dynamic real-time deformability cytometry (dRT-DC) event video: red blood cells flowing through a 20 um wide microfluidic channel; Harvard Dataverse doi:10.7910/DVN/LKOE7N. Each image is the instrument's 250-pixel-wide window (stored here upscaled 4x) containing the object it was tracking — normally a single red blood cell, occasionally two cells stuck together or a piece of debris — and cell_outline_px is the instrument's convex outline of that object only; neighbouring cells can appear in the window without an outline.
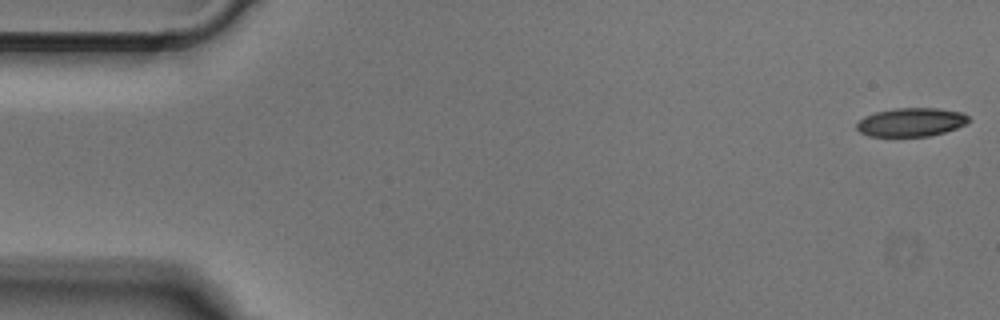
{"species": "Egyptian fruit bat (a non-hibernating species)", "species_latin": "Rousettus aegyptiacus", "temperature_condition": "cold", "stored_images_in_passage": 50, "camera_frame_rate_fps": 3000, "um_per_image_px": 0.085, "animal": {"sex": "male"}, "frame": {"image": 1, "passage_image": 1, "time_ms": 0.0, "image_size_px": [1000, 320], "cell_outline_px": [[972, 120], [956, 128], [944, 132], [928, 136], [868, 136], [860, 132], [856, 128], [856, 124], [864, 116], [876, 112], [896, 108], [936, 108], [964, 112]], "centroid_in_image_um": [77.46, 10.38], "position_along_channel_um": 7.5, "area_um2": 18.67}}
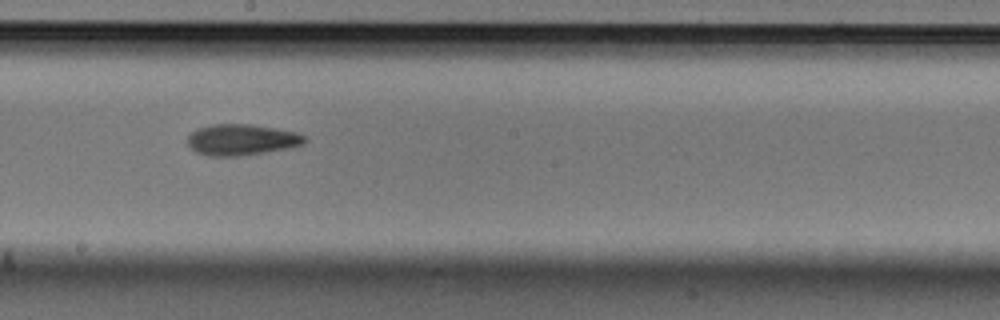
{"frame": {"image": 2, "passage_image": 27, "time_ms": 8.667, "image_size_px": [1000, 320], "cell_outline_px": [[308, 140], [304, 144], [288, 148], [240, 156], [208, 156], [196, 152], [188, 144], [188, 136], [192, 132], [200, 128], [212, 124], [248, 124], [296, 132], [304, 136]], "centroid_in_image_um": [20.54, 11.88], "position_along_channel_um": 227.7, "area_um2": 20.98}}
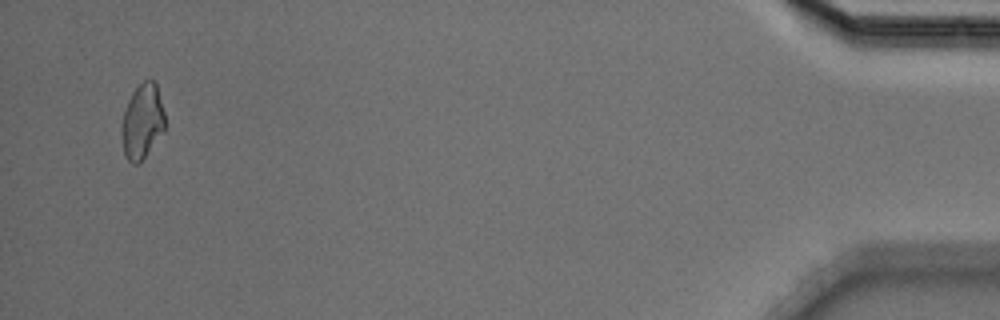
{"frame": {"image": 3, "passage_image": 48, "time_ms": 15.667, "image_size_px": [1000, 320], "cell_outline_px": [[164, 132], [144, 156], [136, 164], [132, 164], [124, 156], [120, 132], [120, 128], [124, 112], [128, 100], [132, 92], [144, 80], [152, 80], [156, 84], [164, 112]], "centroid_in_image_um": [12.06, 10.33], "position_along_channel_um": 423.1, "area_um2": 18.79}}